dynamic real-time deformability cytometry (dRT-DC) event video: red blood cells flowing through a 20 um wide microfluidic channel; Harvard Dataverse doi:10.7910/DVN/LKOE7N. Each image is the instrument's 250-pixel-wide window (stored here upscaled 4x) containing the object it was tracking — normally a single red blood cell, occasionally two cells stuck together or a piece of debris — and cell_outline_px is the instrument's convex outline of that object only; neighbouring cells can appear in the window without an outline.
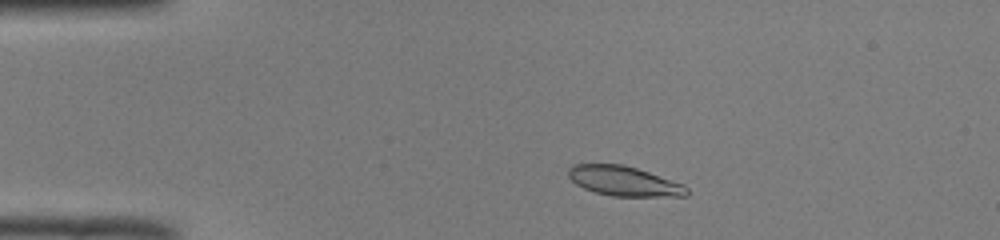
{"species": "common noctule bat (a hibernating species)", "species_latin": "Nyctalus noctula", "temperature_condition": "room temperature", "stored_images_in_passage": 47, "camera_frame_rate_fps": 3000, "um_per_image_px": 0.085, "animal": {"sex": "male", "body_mass_g": 19.0, "forearm_length_mm": 50.8}, "frame": {"image": 1, "passage_image": 6, "time_ms": 1.667, "image_size_px": [1000, 240], "cell_outline_px": [[688, 196], [612, 196], [596, 192], [584, 188], [576, 184], [568, 176], [568, 168], [572, 164], [624, 164], [684, 184], [688, 188]], "centroid_in_image_um": [53.03, 15.39], "position_along_channel_um": 32.0, "area_um2": 20.46}}
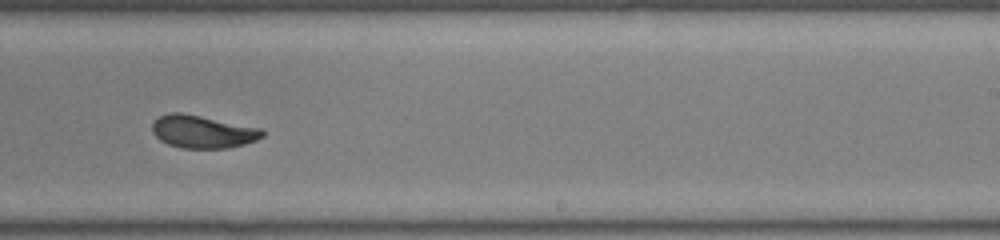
{"frame": {"image": 2, "passage_image": 28, "time_ms": 9.0, "image_size_px": [1000, 240], "cell_outline_px": [[264, 136], [256, 140], [244, 144], [228, 148], [180, 148], [168, 144], [160, 140], [152, 132], [152, 124], [160, 116], [168, 112], [180, 112], [260, 128], [264, 132]], "centroid_in_image_um": [17.2, 11.2], "position_along_channel_um": 271.8, "area_um2": 20.87}}
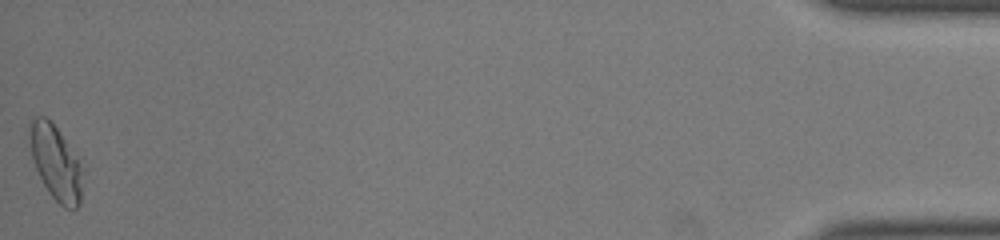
{"frame": {"image": 3, "passage_image": 47, "time_ms": 15.333, "image_size_px": [1000, 240], "cell_outline_px": [[80, 204], [76, 208], [64, 208], [52, 196], [44, 184], [32, 160], [32, 120], [36, 116], [44, 116], [56, 128], [64, 140], [76, 160], [80, 168]], "centroid_in_image_um": [4.72, 13.89], "position_along_channel_um": 430.5, "area_um2": 21.21}, "authors_computed_cell_mechanics": {"area_um2": 21.0392, "velocity_mm_per_s": 3.9773, "shape_relaxation_time_tau1_ms": 5.7525, "shape_relaxation_time_tau2_ms": 1.582, "deformation_change_tau1": 0.1714, "deformation_change_tau2": 0.0439}}